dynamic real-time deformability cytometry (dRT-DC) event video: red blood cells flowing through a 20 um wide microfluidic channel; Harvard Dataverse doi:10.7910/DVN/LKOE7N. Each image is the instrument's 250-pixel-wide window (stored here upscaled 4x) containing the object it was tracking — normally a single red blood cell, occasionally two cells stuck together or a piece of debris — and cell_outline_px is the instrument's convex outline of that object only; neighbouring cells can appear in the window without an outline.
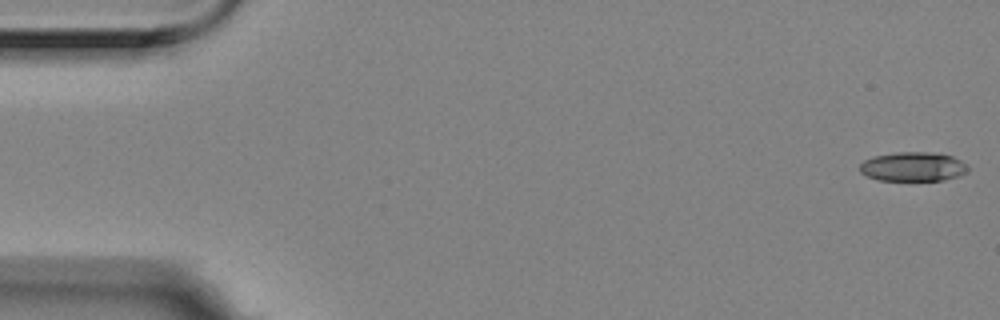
{"species": "Egyptian fruit bat (a non-hibernating species)", "species_latin": "Rousettus aegyptiacus", "temperature_condition": "room temperature", "stored_images_in_passage": 6, "camera_frame_rate_fps": 3000, "um_per_image_px": 0.085, "animal": {"sex": "female"}, "frame": {"image": 1, "passage_image": 1, "time_ms": 0.0, "image_size_px": [1000, 320], "cell_outline_px": [[968, 172], [960, 176], [944, 180], [880, 180], [868, 176], [860, 172], [860, 164], [864, 160], [872, 156], [896, 152], [928, 152], [952, 156], [960, 160], [968, 168]], "centroid_in_image_um": [77.6, 14.16], "position_along_channel_um": 7.4, "area_um2": 18.38}}
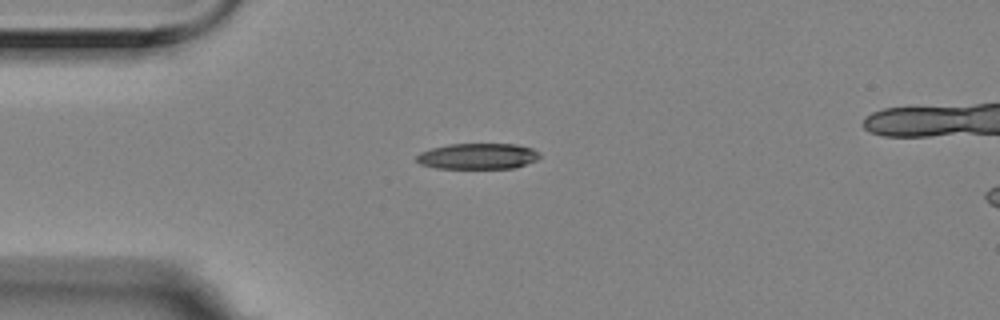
{"frame": {"image": 2, "passage_image": 5, "time_ms": 1.333, "image_size_px": [1000, 320], "cell_outline_px": [[540, 156], [536, 160], [516, 168], [436, 168], [420, 164], [416, 160], [416, 156], [420, 152], [432, 148], [448, 144], [516, 144], [532, 148], [540, 152]], "centroid_in_image_um": [40.62, 13.27], "position_along_channel_um": 44.4, "area_um2": 18.61}}